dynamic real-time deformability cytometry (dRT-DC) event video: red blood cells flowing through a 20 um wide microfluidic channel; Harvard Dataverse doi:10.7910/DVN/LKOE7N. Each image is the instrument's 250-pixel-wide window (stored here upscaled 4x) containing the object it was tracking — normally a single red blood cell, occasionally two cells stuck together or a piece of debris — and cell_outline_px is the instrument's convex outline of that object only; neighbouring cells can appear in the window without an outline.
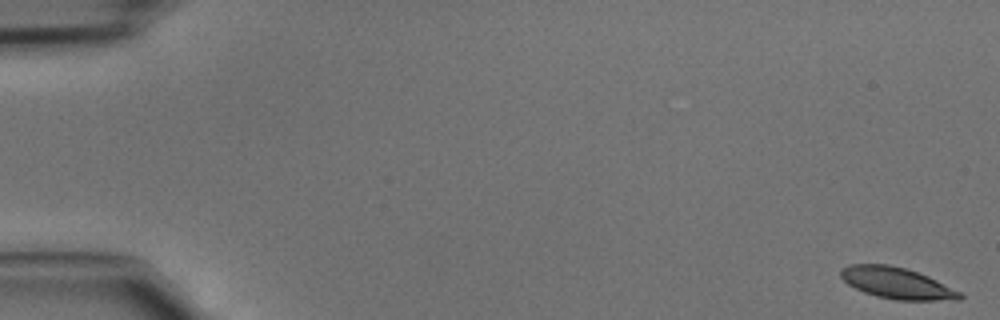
{"species": "common noctule bat (a hibernating species)", "species_latin": "Nyctalus noctula", "temperature_condition": "cold", "stored_images_in_passage": 47, "camera_frame_rate_fps": 3000, "um_per_image_px": 0.085, "animal": {"sex": "male", "body_mass_g": 15.6}, "frame": {"image": 1, "passage_image": 1, "time_ms": 0.0, "image_size_px": [1000, 320], "cell_outline_px": [[964, 296], [960, 300], [896, 300], [876, 296], [864, 292], [848, 284], [840, 276], [840, 268], [848, 264], [888, 264], [904, 268], [928, 276], [960, 292]], "centroid_in_image_um": [76.2, 24.06], "position_along_channel_um": 8.8, "area_um2": 21.62}}
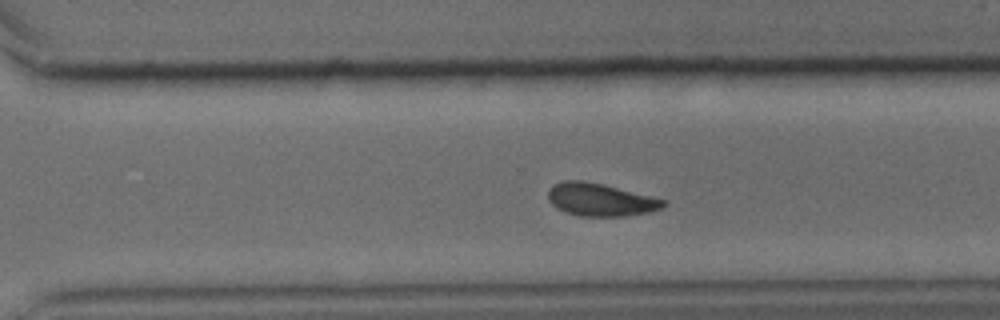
{"frame": {"image": 2, "passage_image": 33, "time_ms": 10.667, "image_size_px": [1000, 320], "cell_outline_px": [[668, 204], [660, 208], [648, 212], [624, 216], [580, 216], [556, 208], [548, 200], [548, 188], [552, 184], [564, 180], [584, 180], [604, 184], [668, 200]], "centroid_in_image_um": [51.03, 16.95], "position_along_channel_um": 319.6, "area_um2": 22.2}}
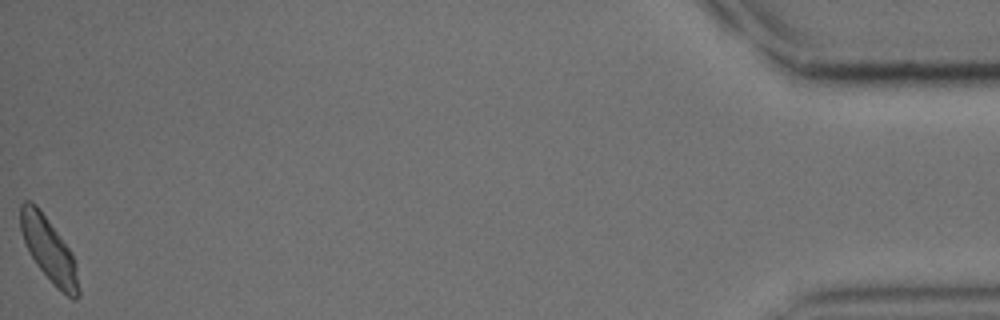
{"frame": {"image": 3, "passage_image": 47, "time_ms": 15.333, "image_size_px": [1000, 320], "cell_outline_px": [[80, 296], [72, 300], [56, 288], [52, 284], [36, 264], [24, 240], [20, 228], [20, 204], [24, 200], [28, 200], [36, 204], [72, 252], [76, 264], [80, 292]], "centroid_in_image_um": [4.17, 21.26], "position_along_channel_um": 431.0, "area_um2": 21.68}}